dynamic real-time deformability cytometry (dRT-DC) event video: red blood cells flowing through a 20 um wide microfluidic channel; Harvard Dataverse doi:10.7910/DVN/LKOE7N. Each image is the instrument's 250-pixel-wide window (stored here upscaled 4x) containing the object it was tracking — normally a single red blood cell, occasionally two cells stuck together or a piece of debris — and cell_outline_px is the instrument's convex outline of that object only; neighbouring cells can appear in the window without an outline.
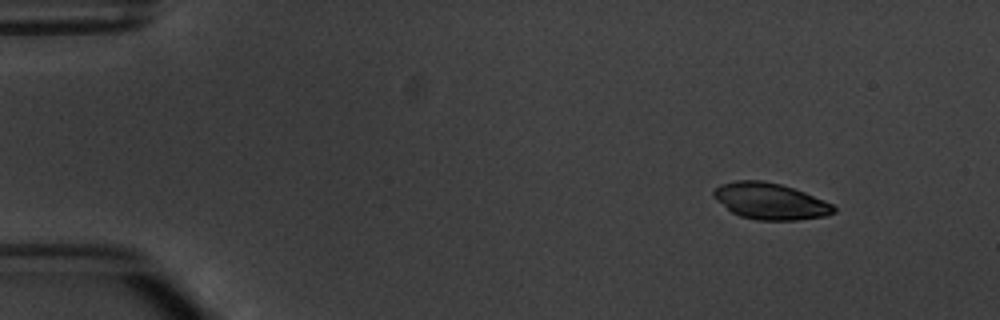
{"species": "common noctule bat (a hibernating species)", "species_latin": "Nyctalus noctula", "temperature_condition": "warm", "stored_images_in_passage": 5, "camera_frame_rate_fps": 3000, "um_per_image_px": 0.085, "animal": {"sex": "male", "body_mass_g": 20.1, "forearm_length_mm": 53.5}, "frame": {"image": 1, "passage_image": 2, "time_ms": 1.0, "image_size_px": [1000, 320], "cell_outline_px": [[836, 212], [824, 216], [796, 220], [756, 220], [740, 216], [732, 212], [716, 200], [712, 196], [712, 192], [720, 184], [736, 180], [764, 180], [780, 184], [804, 192], [824, 200], [832, 204], [836, 208]], "centroid_in_image_um": [65.45, 17.1], "position_along_channel_um": 19.6, "area_um2": 25.43}}
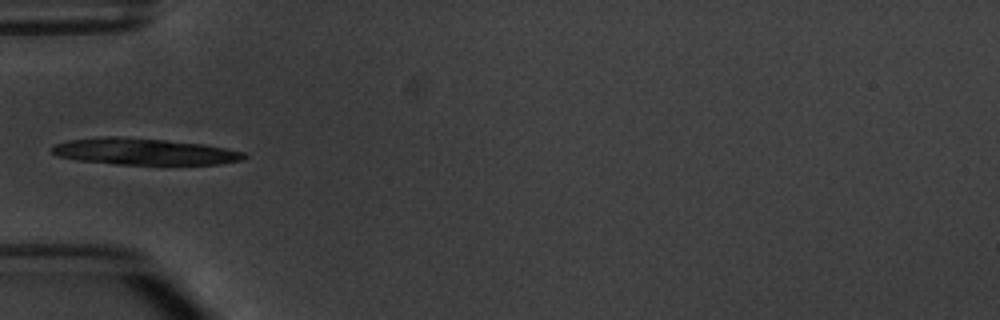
{"frame": {"image": 2, "passage_image": 5, "time_ms": 5.0, "image_size_px": [1000, 320], "cell_outline_px": [[248, 156], [244, 160], [220, 164], [116, 164], [76, 160], [56, 156], [52, 152], [52, 148], [56, 144], [68, 140], [104, 136], [116, 136], [164, 140], [204, 144], [244, 152]], "centroid_in_image_um": [12.25, 12.88], "position_along_channel_um": 72.8, "area_um2": 29.65}}